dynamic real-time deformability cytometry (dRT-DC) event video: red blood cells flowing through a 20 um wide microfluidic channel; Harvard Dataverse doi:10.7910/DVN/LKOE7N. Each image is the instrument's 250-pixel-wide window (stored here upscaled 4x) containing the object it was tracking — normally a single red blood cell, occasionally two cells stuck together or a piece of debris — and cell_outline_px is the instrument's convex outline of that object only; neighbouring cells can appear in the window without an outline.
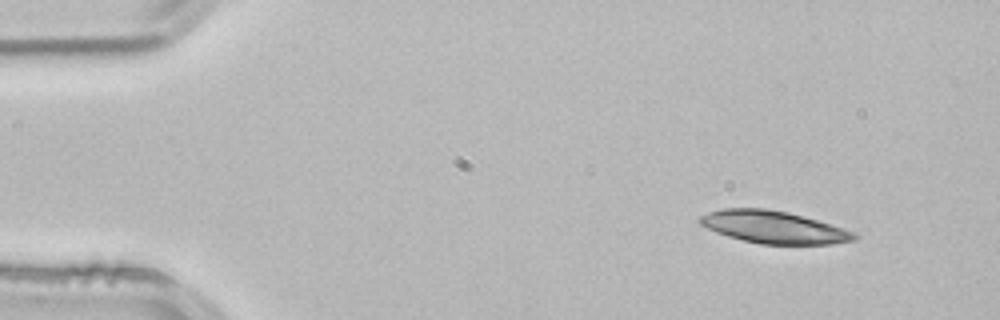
{"species": "common noctule bat (a hibernating species)", "species_latin": "Nyctalus noctula", "temperature_condition": "room temperature", "stored_images_in_passage": 3, "camera_frame_rate_fps": 3000, "um_per_image_px": 0.085, "animal": {"sex": "male", "body_mass_g": 21.5, "forearm_length_mm": 52.0}, "frame": {"image": 1, "passage_image": 3, "time_ms": 0.667, "image_size_px": [1000, 320], "cell_outline_px": [[856, 240], [832, 244], [760, 244], [728, 236], [716, 232], [700, 224], [700, 216], [708, 212], [724, 208], [764, 208], [788, 212], [816, 220], [852, 232], [856, 236]], "centroid_in_image_um": [65.72, 19.3], "position_along_channel_um": 19.3, "area_um2": 28.61}}